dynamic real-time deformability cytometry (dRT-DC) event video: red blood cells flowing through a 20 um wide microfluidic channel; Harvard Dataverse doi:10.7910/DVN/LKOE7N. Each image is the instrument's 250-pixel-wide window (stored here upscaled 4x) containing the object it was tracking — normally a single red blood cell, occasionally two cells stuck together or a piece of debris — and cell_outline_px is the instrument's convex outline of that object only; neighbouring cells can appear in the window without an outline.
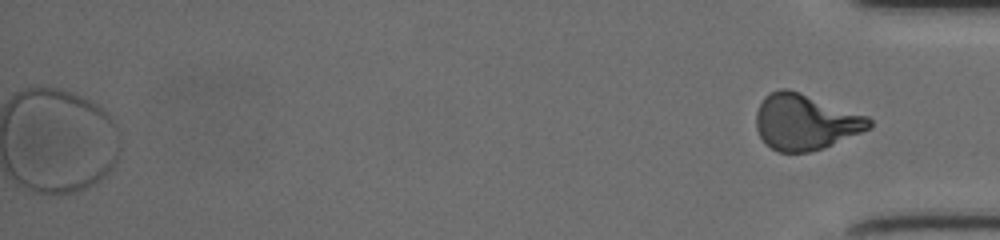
{"species": "human", "species_latin": "Homo sapiens", "temperature_condition": "cold", "stored_images_in_passage": 53, "segment_of_instrument_passage": [2, 2], "camera_frame_rate_fps": 3000, "um_per_image_px": 0.085, "donor": {"sex": "female"}, "frame": {"image": 1, "passage_image": 53, "time_ms": 17.333, "image_size_px": [1000, 240], "cell_outline_px": [[872, 128], [824, 148], [808, 152], [780, 152], [764, 144], [756, 128], [756, 112], [764, 96], [768, 92], [780, 88], [788, 88], [800, 92], [868, 116], [872, 120]], "centroid_in_image_um": [68.44, 10.36], "position_along_channel_um": 366.8, "area_um2": 36.99}}